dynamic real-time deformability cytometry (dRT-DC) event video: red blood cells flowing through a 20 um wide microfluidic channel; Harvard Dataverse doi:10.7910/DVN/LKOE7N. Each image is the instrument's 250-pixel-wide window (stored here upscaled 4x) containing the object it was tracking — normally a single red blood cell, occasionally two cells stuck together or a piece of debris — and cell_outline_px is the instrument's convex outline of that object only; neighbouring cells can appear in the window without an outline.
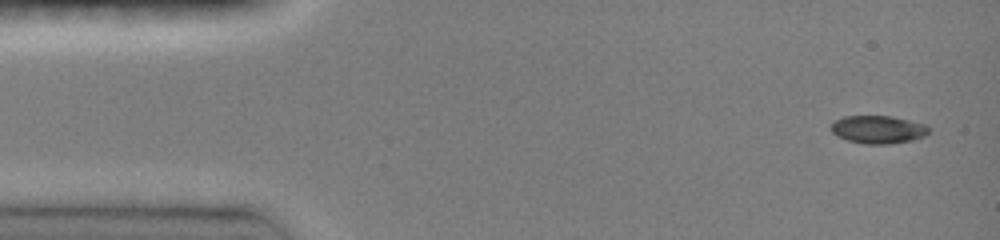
{"species": "common noctule bat (a hibernating species)", "species_latin": "Nyctalus noctula", "temperature_condition": "room temperature", "stored_images_in_passage": 12, "camera_frame_rate_fps": 3000, "um_per_image_px": 0.085, "animal": {"sex": "female", "body_mass_g": 19.0, "forearm_length_mm": 51.5}, "frame": {"image": 1, "passage_image": 1, "time_ms": 0.0, "image_size_px": [1000, 240], "cell_outline_px": [[928, 132], [924, 136], [916, 140], [888, 144], [864, 144], [848, 140], [836, 136], [832, 132], [832, 124], [836, 120], [844, 116], [892, 116], [924, 124], [928, 128]], "centroid_in_image_um": [74.64, 11.02], "position_along_channel_um": 10.4, "area_um2": 15.84}}
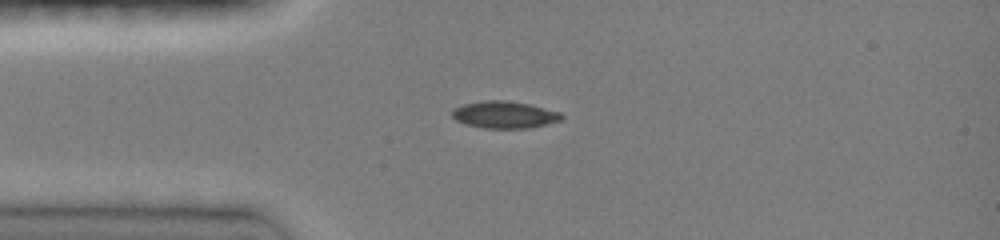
{"frame": {"image": 2, "passage_image": 7, "time_ms": 2.0, "image_size_px": [1000, 240], "cell_outline_px": [[564, 116], [560, 120], [548, 124], [528, 128], [484, 128], [464, 124], [456, 120], [452, 116], [452, 108], [464, 104], [484, 100], [508, 100], [528, 104], [560, 112]], "centroid_in_image_um": [42.85, 9.75], "position_along_channel_um": 42.1, "area_um2": 17.28}}